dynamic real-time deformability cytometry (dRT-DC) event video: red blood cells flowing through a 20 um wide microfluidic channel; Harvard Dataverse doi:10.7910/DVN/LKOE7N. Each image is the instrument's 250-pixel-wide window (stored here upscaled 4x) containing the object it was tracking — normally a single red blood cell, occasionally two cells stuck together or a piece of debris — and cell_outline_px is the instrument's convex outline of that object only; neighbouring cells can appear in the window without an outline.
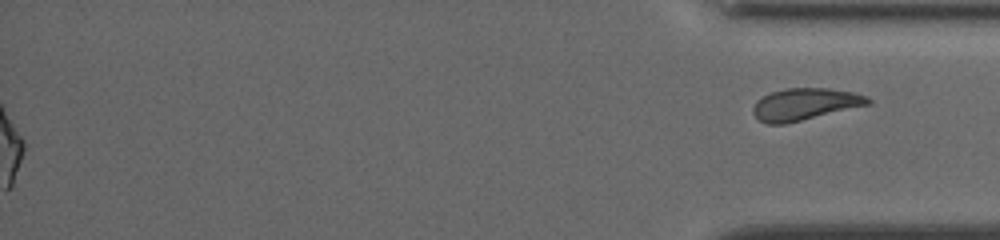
{"species": "common noctule bat (a hibernating species)", "species_latin": "Nyctalus noctula", "temperature_condition": "cold", "stored_images_in_passage": 57, "segment_of_instrument_passage": [2, 2], "camera_frame_rate_fps": 3000, "um_per_image_px": 0.085, "animal": {"sex": "female", "body_mass_g": 19.5, "forearm_length_mm": 54.1}, "frame": {"image": 1, "passage_image": 57, "time_ms": 18.667, "image_size_px": [1000, 240], "cell_outline_px": [[872, 104], [784, 124], [768, 124], [760, 120], [752, 112], [752, 108], [756, 100], [772, 92], [784, 88], [828, 88], [852, 92], [868, 96], [872, 100]], "centroid_in_image_um": [68.44, 8.85], "position_along_channel_um": 366.8, "area_um2": 21.39}}